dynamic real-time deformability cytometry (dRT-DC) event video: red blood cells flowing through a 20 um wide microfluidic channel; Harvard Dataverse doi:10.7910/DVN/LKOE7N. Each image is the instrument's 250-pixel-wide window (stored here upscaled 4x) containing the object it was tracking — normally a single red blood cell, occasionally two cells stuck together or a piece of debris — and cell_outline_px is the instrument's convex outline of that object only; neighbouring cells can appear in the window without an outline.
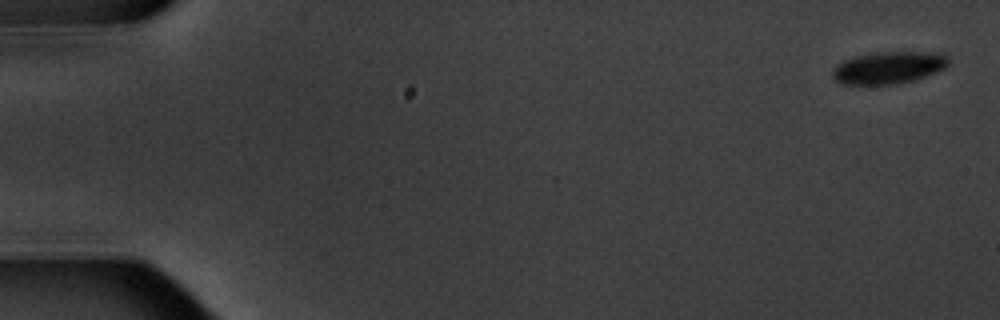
{"species": "common noctule bat (a hibernating species)", "species_latin": "Nyctalus noctula", "temperature_condition": "warm", "stored_images_in_passage": 6, "camera_frame_rate_fps": 3000, "um_per_image_px": 0.085, "animal": {"sex": "male", "body_mass_g": 20.1, "forearm_length_mm": 53.5}, "frame": {"image": 1, "passage_image": 1, "time_ms": 0.0, "image_size_px": [1000, 320], "cell_outline_px": [[948, 64], [944, 68], [936, 72], [916, 80], [900, 84], [840, 84], [832, 76], [832, 72], [844, 60], [860, 56], [880, 52], [920, 52], [948, 56]], "centroid_in_image_um": [75.54, 5.77], "position_along_channel_um": 9.5, "area_um2": 21.27}}
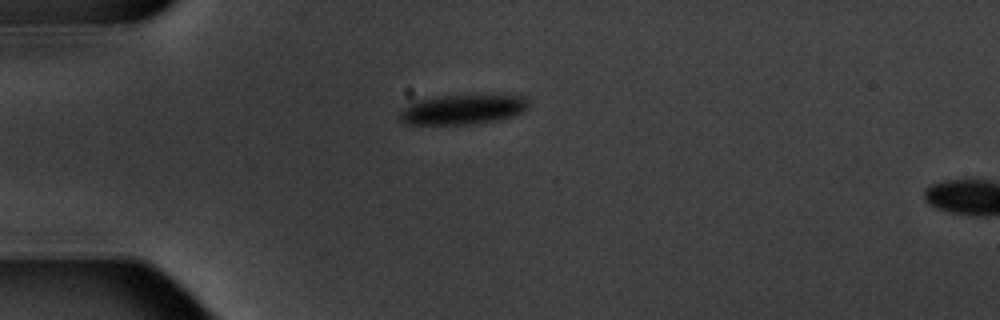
{"frame": {"image": 2, "passage_image": 5, "time_ms": 4.667, "image_size_px": [1000, 320], "cell_outline_px": [[528, 108], [524, 112], [500, 120], [476, 124], [404, 124], [400, 120], [400, 112], [412, 100], [444, 96], [524, 96], [528, 100]], "centroid_in_image_um": [39.31, 9.32], "position_along_channel_um": 45.7, "area_um2": 22.31}}